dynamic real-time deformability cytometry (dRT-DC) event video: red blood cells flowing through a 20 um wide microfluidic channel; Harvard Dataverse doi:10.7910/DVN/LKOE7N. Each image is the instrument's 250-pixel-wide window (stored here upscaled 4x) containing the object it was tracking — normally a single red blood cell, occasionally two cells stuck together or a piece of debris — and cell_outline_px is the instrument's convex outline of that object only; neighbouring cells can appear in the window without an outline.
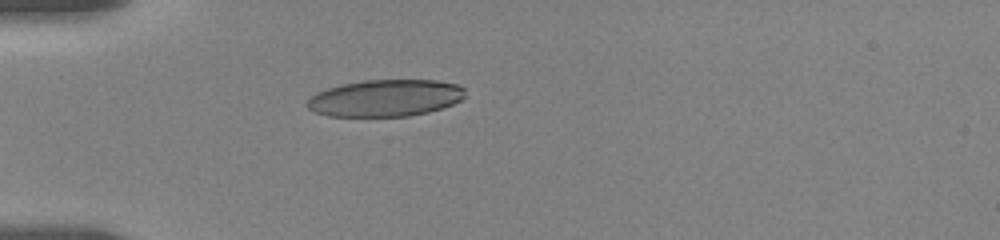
{"species": "human", "species_latin": "Homo sapiens", "temperature_condition": "room temperature", "stored_images_in_passage": 11, "camera_frame_rate_fps": 3000, "um_per_image_px": 0.085, "donor": {"sex": "female"}, "frame": {"image": 1, "passage_image": 8, "time_ms": 5.333, "image_size_px": [1000, 240], "cell_outline_px": [[464, 96], [460, 100], [452, 104], [428, 112], [408, 116], [328, 116], [316, 112], [308, 108], [304, 104], [316, 92], [328, 88], [344, 84], [364, 80], [436, 80], [456, 84], [464, 88]], "centroid_in_image_um": [32.73, 8.33], "position_along_channel_um": 52.3, "area_um2": 33.76}}
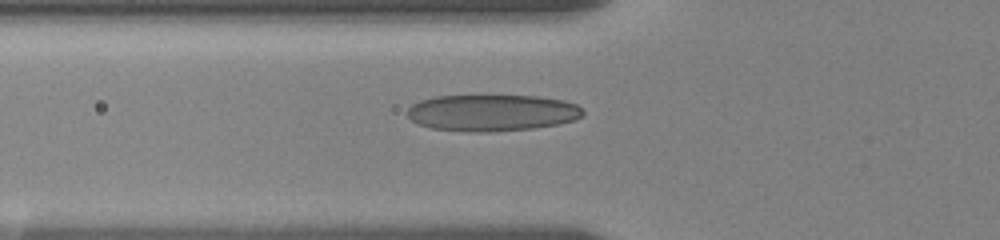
{"frame": {"image": 2, "passage_image": 10, "time_ms": 6.667, "image_size_px": [1000, 240], "cell_outline_px": [[584, 112], [580, 116], [572, 120], [560, 124], [532, 128], [492, 132], [468, 132], [432, 128], [420, 124], [412, 120], [408, 116], [408, 108], [412, 104], [420, 100], [436, 96], [536, 96], [564, 100], [576, 104]], "centroid_in_image_um": [41.81, 9.59], "position_along_channel_um": 84.0, "area_um2": 37.28}}